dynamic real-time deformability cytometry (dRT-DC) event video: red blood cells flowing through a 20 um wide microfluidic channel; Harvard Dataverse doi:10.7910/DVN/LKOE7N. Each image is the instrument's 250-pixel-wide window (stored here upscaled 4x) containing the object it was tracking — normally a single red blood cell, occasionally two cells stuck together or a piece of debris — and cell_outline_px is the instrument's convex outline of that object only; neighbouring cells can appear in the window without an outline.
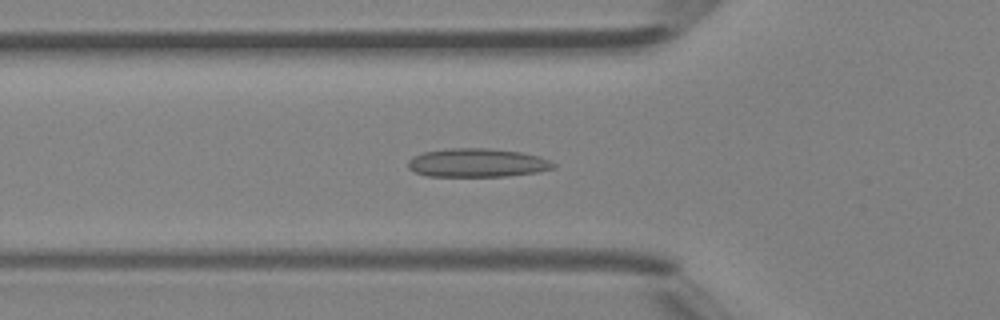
{"species": "Egyptian fruit bat (a non-hibernating species)", "species_latin": "Rousettus aegyptiacus", "temperature_condition": "room temperature", "stored_images_in_passage": 35, "camera_frame_rate_fps": 3000, "um_per_image_px": 0.085, "animal": {"sex": "female"}, "frame": {"image": 1, "passage_image": 8, "time_ms": 2.333, "image_size_px": [1000, 320], "cell_outline_px": [[556, 168], [536, 172], [508, 176], [428, 176], [416, 172], [408, 168], [408, 160], [412, 156], [424, 152], [448, 148], [488, 148], [520, 152], [540, 156], [556, 164]], "centroid_in_image_um": [40.57, 13.83], "position_along_channel_um": 85.2, "area_um2": 24.28}}
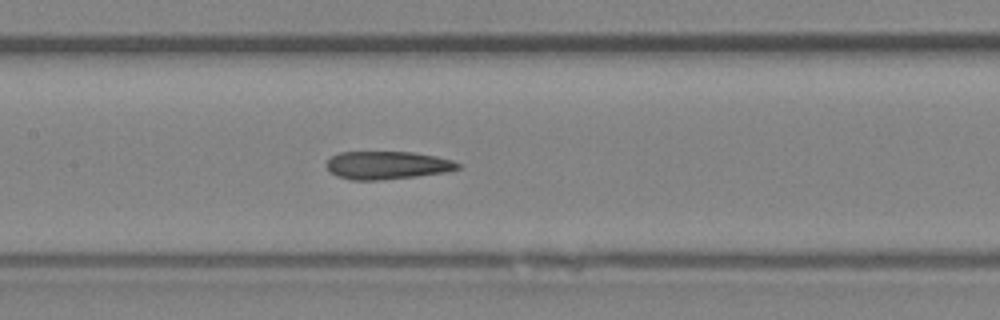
{"frame": {"image": 2, "passage_image": 14, "time_ms": 4.333, "image_size_px": [1000, 320], "cell_outline_px": [[460, 168], [448, 172], [416, 176], [380, 180], [352, 180], [336, 176], [328, 168], [328, 160], [332, 156], [340, 152], [412, 152], [436, 156], [452, 160], [460, 164]], "centroid_in_image_um": [32.95, 14.04], "position_along_channel_um": 174.5, "area_um2": 21.33}}
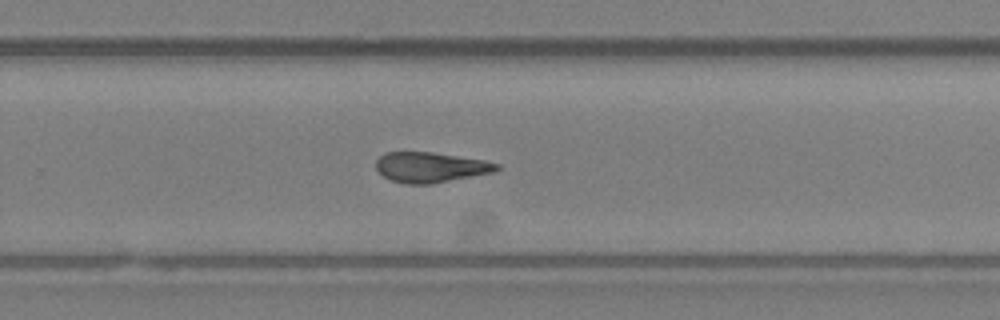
{"frame": {"image": 3, "passage_image": 22, "time_ms": 7.0, "image_size_px": [1000, 320], "cell_outline_px": [[500, 168], [492, 172], [432, 184], [408, 184], [392, 180], [384, 176], [376, 168], [376, 160], [384, 152], [432, 152], [484, 160], [500, 164]], "centroid_in_image_um": [36.58, 14.21], "position_along_channel_um": 293.2, "area_um2": 21.1}, "authors_computed_cell_mechanics": {"area_um2": 21.5016, "velocity_mm_per_s": 4.4818, "shape_relaxation_time_tau1_ms": null, "shape_relaxation_time_tau2_ms": 3.3377, "deformation_change_tau1": null, "deformation_change_tau2": 0.1126}}